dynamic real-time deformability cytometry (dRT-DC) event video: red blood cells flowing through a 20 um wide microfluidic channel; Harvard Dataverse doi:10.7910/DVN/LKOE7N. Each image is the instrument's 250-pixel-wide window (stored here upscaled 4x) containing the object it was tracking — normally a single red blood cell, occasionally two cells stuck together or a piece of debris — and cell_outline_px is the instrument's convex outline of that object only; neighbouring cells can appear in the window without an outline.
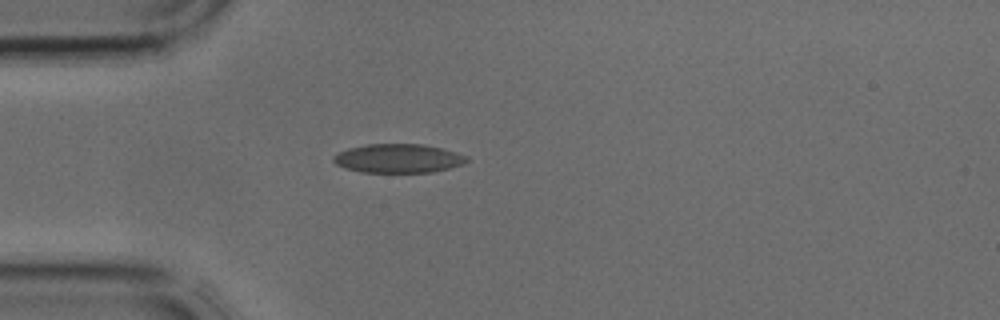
{"species": "common noctule bat (a hibernating species)", "species_latin": "Nyctalus noctula", "temperature_condition": "cold", "stored_images_in_passage": 1, "camera_frame_rate_fps": 3000, "um_per_image_px": 0.085, "animal": {"sex": "male", "body_mass_g": 17.9, "forearm_length_mm": 54.2}, "frame": {"image": 1, "passage_image": 1, "time_ms": 0.0, "image_size_px": [1000, 320], "cell_outline_px": [[468, 160], [464, 164], [432, 172], [360, 172], [344, 168], [336, 164], [332, 160], [332, 156], [348, 148], [368, 144], [424, 144], [440, 148], [468, 156]], "centroid_in_image_um": [33.83, 13.46], "position_along_channel_um": 51.2, "area_um2": 22.37}}